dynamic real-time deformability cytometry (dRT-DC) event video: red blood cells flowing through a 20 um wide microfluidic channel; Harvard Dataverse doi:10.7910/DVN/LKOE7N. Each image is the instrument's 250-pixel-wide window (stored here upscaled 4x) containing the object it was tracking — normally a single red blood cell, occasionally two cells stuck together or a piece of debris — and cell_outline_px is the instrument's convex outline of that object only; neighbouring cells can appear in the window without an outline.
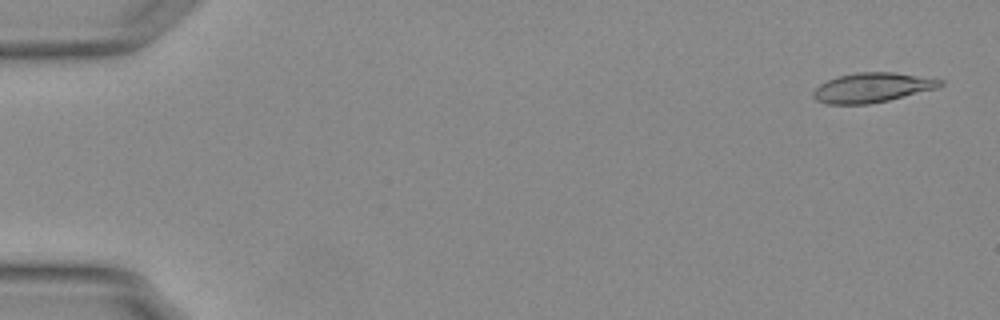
{"species": "Egyptian fruit bat (a non-hibernating species)", "species_latin": "Rousettus aegyptiacus", "temperature_condition": "warm", "stored_images_in_passage": 55, "camera_frame_rate_fps": 3000, "um_per_image_px": 0.085, "animal": {"sex": "female"}, "frame": {"image": 1, "passage_image": 2, "time_ms": 0.333, "image_size_px": [1000, 320], "cell_outline_px": [[944, 84], [936, 88], [888, 100], [868, 104], [828, 104], [816, 100], [812, 96], [812, 92], [820, 84], [828, 80], [840, 76], [856, 72], [892, 72], [944, 80]], "centroid_in_image_um": [74.11, 7.45], "position_along_channel_um": 10.9, "area_um2": 21.62}}
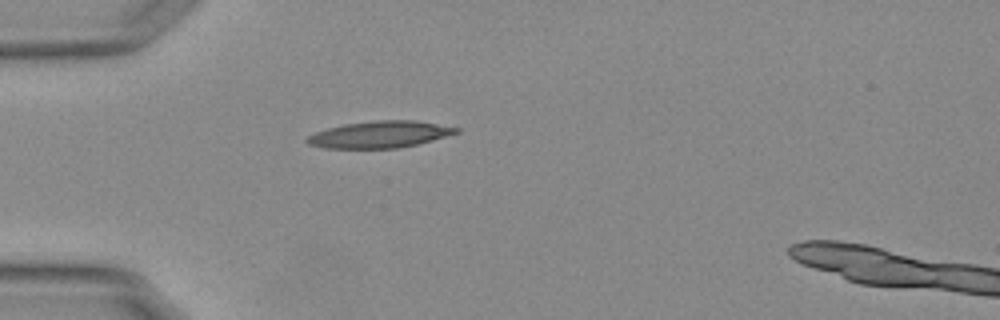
{"frame": {"image": 2, "passage_image": 16, "time_ms": 5.0, "image_size_px": [1000, 320], "cell_outline_px": [[460, 132], [432, 140], [416, 144], [396, 148], [324, 148], [308, 144], [304, 140], [308, 136], [316, 132], [328, 128], [344, 124], [372, 120], [416, 120], [460, 128]], "centroid_in_image_um": [32.27, 11.42], "position_along_channel_um": 52.7, "area_um2": 23.18}}
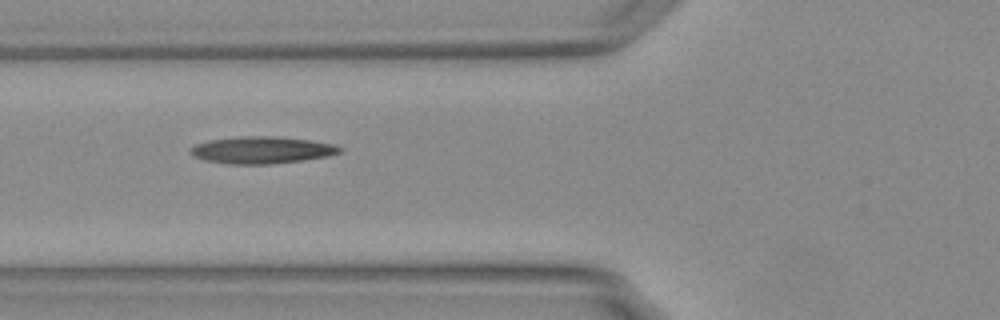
{"frame": {"image": 3, "passage_image": 21, "time_ms": 6.667, "image_size_px": [1000, 320], "cell_outline_px": [[344, 148], [340, 152], [328, 156], [272, 164], [228, 164], [204, 160], [192, 156], [188, 152], [188, 148], [196, 144], [208, 140], [236, 136], [276, 136], [312, 140], [332, 144]], "centroid_in_image_um": [22.19, 12.74], "position_along_channel_um": 103.6, "area_um2": 23.76}, "authors_computed_cell_mechanics": {"area_um2": 21.9062, "velocity_mm_per_s": 3.7731, "shape_relaxation_time_tau1_ms": null, "shape_relaxation_time_tau2_ms": 3.4261, "deformation_change_tau1": null, "deformation_change_tau2": 0.1368}}